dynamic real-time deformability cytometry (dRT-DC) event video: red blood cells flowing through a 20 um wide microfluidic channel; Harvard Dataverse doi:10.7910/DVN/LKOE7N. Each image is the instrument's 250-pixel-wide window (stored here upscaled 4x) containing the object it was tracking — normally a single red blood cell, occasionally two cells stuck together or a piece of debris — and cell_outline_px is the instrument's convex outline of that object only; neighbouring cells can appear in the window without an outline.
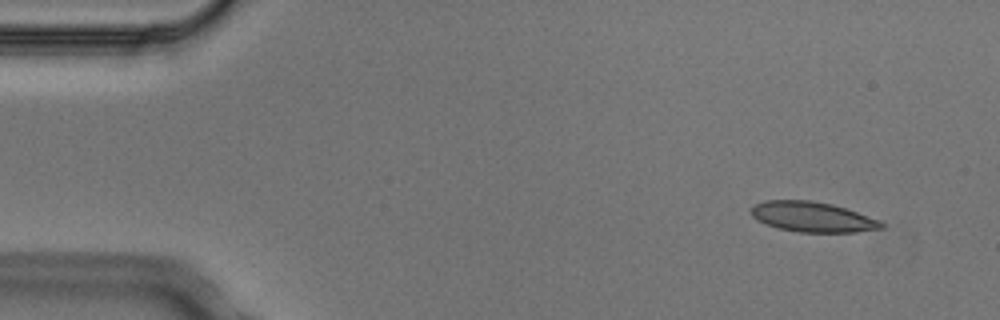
{"species": "Egyptian fruit bat (a non-hibernating species)", "species_latin": "Rousettus aegyptiacus", "temperature_condition": "cold", "stored_images_in_passage": 4, "camera_frame_rate_fps": 3000, "um_per_image_px": 0.085, "animal": {"sex": "male"}, "frame": {"image": 1, "passage_image": 1, "time_ms": 0.0, "image_size_px": [1000, 320], "cell_outline_px": [[884, 228], [856, 232], [800, 232], [776, 228], [756, 220], [752, 216], [752, 204], [764, 200], [812, 200], [832, 204], [880, 220], [884, 224]], "centroid_in_image_um": [69.03, 18.43], "position_along_channel_um": 16.0, "area_um2": 22.95}}
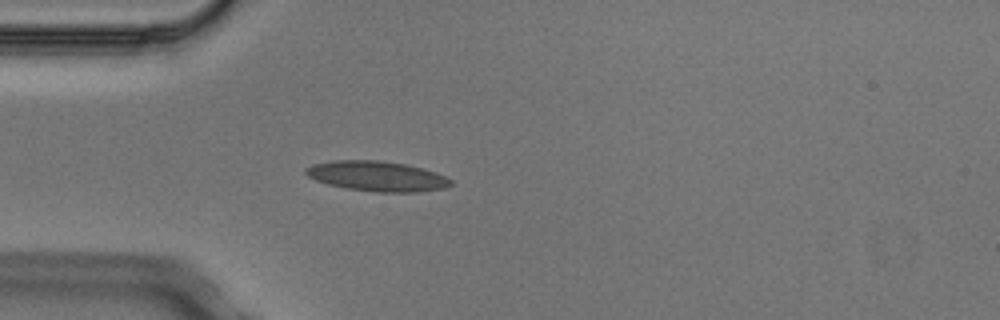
{"frame": {"image": 2, "passage_image": 4, "time_ms": 1.0, "image_size_px": [1000, 320], "cell_outline_px": [[452, 184], [444, 188], [416, 192], [376, 192], [348, 188], [328, 184], [316, 180], [308, 176], [304, 172], [304, 168], [312, 164], [332, 160], [380, 160], [404, 164], [436, 172], [452, 180]], "centroid_in_image_um": [32.02, 14.97], "position_along_channel_um": 53.0, "area_um2": 25.32}}